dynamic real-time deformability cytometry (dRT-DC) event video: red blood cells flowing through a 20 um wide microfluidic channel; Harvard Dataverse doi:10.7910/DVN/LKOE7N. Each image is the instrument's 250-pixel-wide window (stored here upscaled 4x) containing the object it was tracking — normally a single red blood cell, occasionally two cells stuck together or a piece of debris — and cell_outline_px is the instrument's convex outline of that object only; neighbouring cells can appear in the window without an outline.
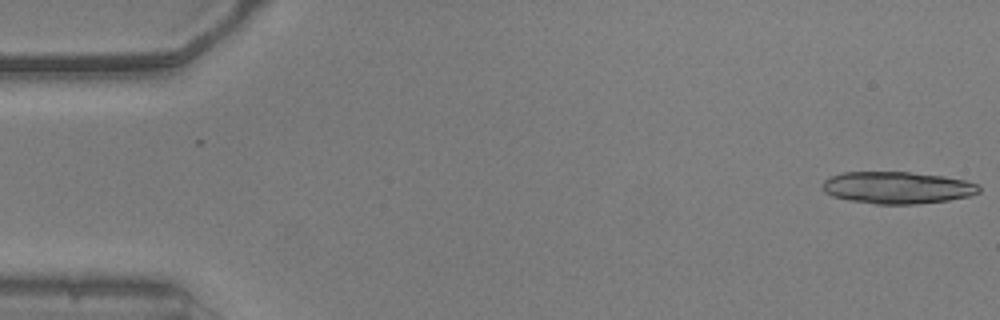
{"species": "common noctule bat (a hibernating species)", "species_latin": "Nyctalus noctula", "temperature_condition": "warm", "stored_images_in_passage": 14, "camera_frame_rate_fps": 3000, "um_per_image_px": 0.085, "animal": {"sex": "male", "body_mass_g": 20.5, "forearm_length_mm": 52.5}, "frame": {"image": 1, "passage_image": 1, "time_ms": 0.0, "image_size_px": [1000, 320], "cell_outline_px": [[980, 192], [972, 196], [948, 200], [916, 204], [876, 204], [848, 200], [832, 196], [824, 192], [820, 184], [824, 180], [832, 176], [844, 172], [908, 172], [944, 176], [964, 180], [980, 184]], "centroid_in_image_um": [76.28, 15.95], "position_along_channel_um": 8.7, "area_um2": 29.42}}